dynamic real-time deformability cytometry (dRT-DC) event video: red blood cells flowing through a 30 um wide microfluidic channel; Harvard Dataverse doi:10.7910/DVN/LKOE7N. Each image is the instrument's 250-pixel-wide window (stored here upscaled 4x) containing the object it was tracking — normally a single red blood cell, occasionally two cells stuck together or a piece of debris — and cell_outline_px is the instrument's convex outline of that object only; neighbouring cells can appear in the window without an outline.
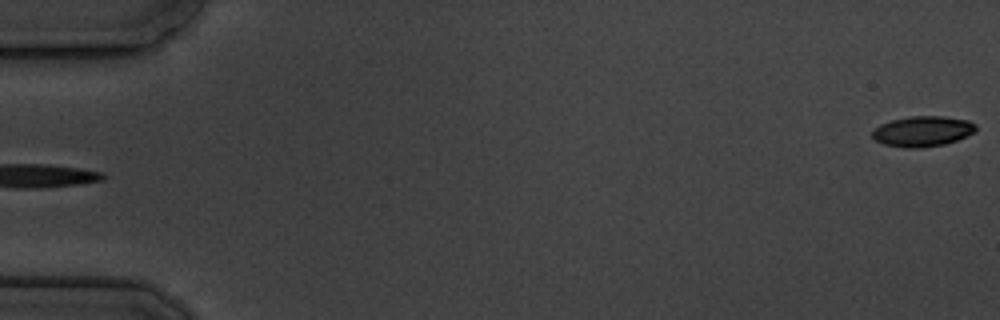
{"species": "common noctule bat (a hibernating species)", "species_latin": "Nyctalus noctula", "temperature_condition": "cold", "stored_images_in_passage": 5, "camera_frame_rate_fps": 3000, "um_per_image_px": 0.085, "animal": {"sex": "male", "body_mass_g": 19.5, "forearm_length_mm": 54.6}, "frame": {"image": 1, "passage_image": 5, "time_ms": 4.667, "image_size_px": [1000, 320], "cell_outline_px": [[976, 132], [956, 140], [944, 144], [920, 148], [904, 148], [884, 144], [876, 140], [872, 136], [872, 132], [880, 124], [892, 120], [908, 116], [940, 116], [968, 120], [976, 124]], "centroid_in_image_um": [78.43, 11.16], "position_along_channel_um": 6.6, "area_um2": 18.32}}